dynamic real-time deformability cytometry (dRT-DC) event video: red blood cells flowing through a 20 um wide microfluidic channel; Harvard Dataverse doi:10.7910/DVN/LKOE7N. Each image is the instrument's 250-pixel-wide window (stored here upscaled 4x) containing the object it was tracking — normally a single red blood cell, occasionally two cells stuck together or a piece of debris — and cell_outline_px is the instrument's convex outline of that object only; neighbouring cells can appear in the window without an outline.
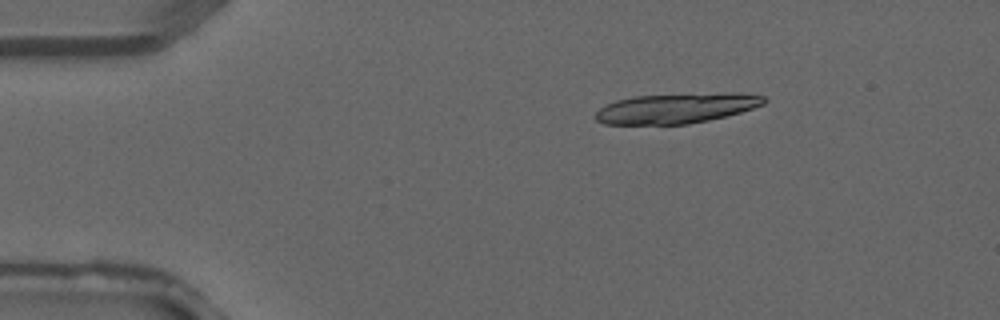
{"species": "common noctule bat (a hibernating species)", "species_latin": "Nyctalus noctula", "temperature_condition": "warm", "stored_images_in_passage": 2, "camera_frame_rate_fps": 3000, "um_per_image_px": 0.085, "animal": {"sex": "male", "forearm_length_mm": 52.5}, "frame": {"image": 1, "passage_image": 1, "time_ms": 0.0, "image_size_px": [1000, 320], "cell_outline_px": [[768, 100], [764, 104], [740, 112], [708, 120], [688, 124], [604, 124], [596, 120], [596, 112], [604, 104], [616, 100], [636, 96], [724, 92], [740, 92], [764, 96]], "centroid_in_image_um": [57.51, 9.18], "position_along_channel_um": 27.5, "area_um2": 29.65}}